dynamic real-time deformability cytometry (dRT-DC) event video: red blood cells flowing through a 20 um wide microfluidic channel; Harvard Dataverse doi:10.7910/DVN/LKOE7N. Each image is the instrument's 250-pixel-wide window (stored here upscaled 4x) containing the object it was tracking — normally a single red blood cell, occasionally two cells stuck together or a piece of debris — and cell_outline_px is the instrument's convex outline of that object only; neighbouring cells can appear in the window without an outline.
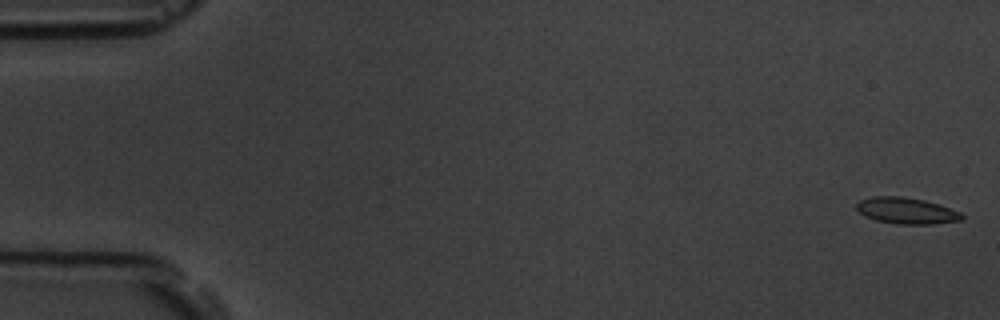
{"species": "common noctule bat (a hibernating species)", "species_latin": "Nyctalus noctula", "temperature_condition": "room temperature", "stored_images_in_passage": 5, "camera_frame_rate_fps": 3000, "um_per_image_px": 0.085, "animal": {"sex": "male", "body_mass_g": 19.5, "forearm_length_mm": 54.6}, "frame": {"image": 1, "passage_image": 1, "time_ms": 0.0, "image_size_px": [1000, 320], "cell_outline_px": [[964, 220], [932, 224], [896, 224], [876, 220], [864, 216], [856, 208], [856, 204], [860, 200], [872, 196], [900, 196], [924, 200], [960, 212], [964, 216]], "centroid_in_image_um": [77.03, 17.92], "position_along_channel_um": 8.0, "area_um2": 16.07}}
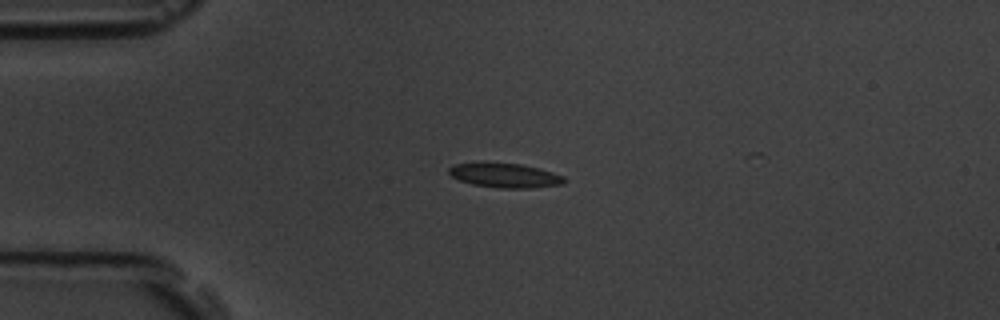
{"frame": {"image": 2, "passage_image": 4, "time_ms": 4.333, "image_size_px": [1000, 320], "cell_outline_px": [[564, 184], [532, 188], [496, 188], [472, 184], [460, 180], [452, 176], [448, 172], [448, 168], [452, 164], [476, 160], [488, 160], [520, 164], [540, 168], [564, 176]], "centroid_in_image_um": [42.83, 14.86], "position_along_channel_um": 42.2, "area_um2": 17.22}}